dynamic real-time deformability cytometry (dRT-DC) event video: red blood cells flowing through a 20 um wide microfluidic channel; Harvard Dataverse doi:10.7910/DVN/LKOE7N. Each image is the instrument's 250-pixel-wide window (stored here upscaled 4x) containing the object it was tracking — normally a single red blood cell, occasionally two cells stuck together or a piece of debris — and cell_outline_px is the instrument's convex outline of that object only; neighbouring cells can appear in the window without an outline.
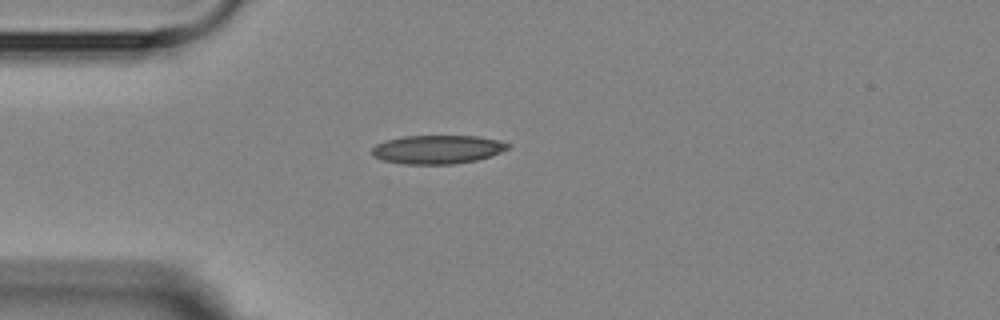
{"species": "Egyptian fruit bat (a non-hibernating species)", "species_latin": "Rousettus aegyptiacus", "temperature_condition": "room temperature", "stored_images_in_passage": 4, "camera_frame_rate_fps": 3000, "um_per_image_px": 0.085, "animal": {"sex": "female"}, "frame": {"image": 1, "passage_image": 1, "time_ms": 0.0, "image_size_px": [1000, 320], "cell_outline_px": [[512, 148], [476, 160], [452, 164], [404, 164], [380, 160], [372, 156], [372, 148], [376, 144], [388, 140], [404, 136], [476, 136], [500, 140], [508, 144]], "centroid_in_image_um": [37.16, 12.7], "position_along_channel_um": 47.8, "area_um2": 22.66}}
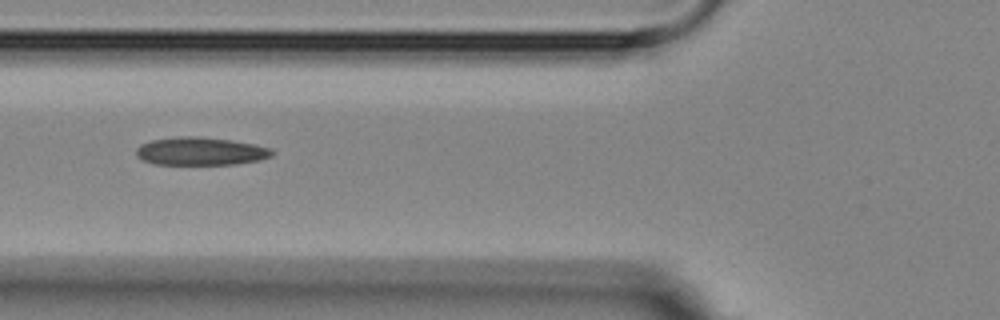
{"frame": {"image": 2, "passage_image": 3, "time_ms": 2.0, "image_size_px": [1000, 320], "cell_outline_px": [[272, 156], [260, 160], [236, 164], [156, 164], [144, 160], [136, 156], [136, 148], [140, 144], [152, 140], [180, 136], [200, 136], [232, 140], [256, 144], [272, 148]], "centroid_in_image_um": [17.07, 12.84], "position_along_channel_um": 108.7, "area_um2": 22.25}}
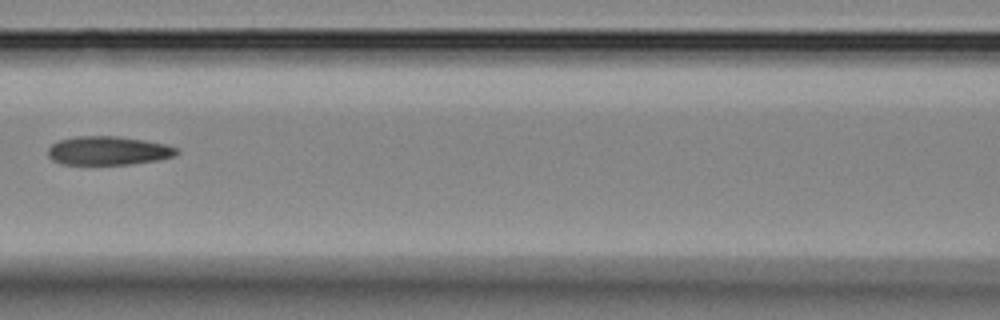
{"frame": {"image": 3, "passage_image": 4, "time_ms": 3.333, "image_size_px": [1000, 320], "cell_outline_px": [[180, 152], [172, 156], [160, 160], [132, 164], [60, 164], [52, 160], [48, 156], [48, 148], [52, 144], [60, 140], [76, 136], [120, 136], [144, 140], [164, 144], [176, 148]], "centroid_in_image_um": [9.18, 12.81], "position_along_channel_um": 157.4, "area_um2": 21.56}}